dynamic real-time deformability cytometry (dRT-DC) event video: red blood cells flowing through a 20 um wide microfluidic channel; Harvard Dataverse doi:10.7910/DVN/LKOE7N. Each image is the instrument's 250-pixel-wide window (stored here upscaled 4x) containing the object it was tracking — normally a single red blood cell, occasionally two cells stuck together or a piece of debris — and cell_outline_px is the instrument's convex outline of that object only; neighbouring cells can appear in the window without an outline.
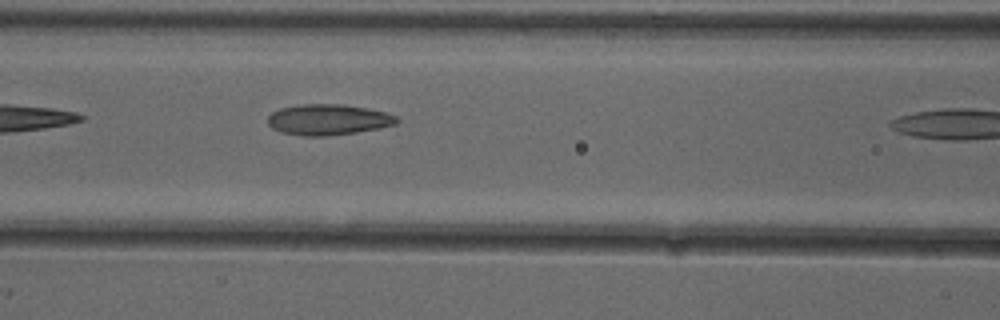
{"species": "common noctule bat (a hibernating species)", "species_latin": "Nyctalus noctula", "temperature_condition": "cold", "stored_images_in_passage": 5, "camera_frame_rate_fps": 3000, "um_per_image_px": 0.085, "animal": {"sex": "female"}, "frame": {"image": 1, "passage_image": 4, "time_ms": 1.0, "image_size_px": [1000, 320], "cell_outline_px": [[400, 120], [396, 124], [380, 128], [356, 132], [328, 136], [304, 136], [284, 132], [272, 128], [268, 124], [268, 116], [272, 112], [280, 108], [300, 104], [340, 104], [368, 108], [384, 112], [396, 116]], "centroid_in_image_um": [27.9, 10.16], "position_along_channel_um": 138.7, "area_um2": 23.12}}